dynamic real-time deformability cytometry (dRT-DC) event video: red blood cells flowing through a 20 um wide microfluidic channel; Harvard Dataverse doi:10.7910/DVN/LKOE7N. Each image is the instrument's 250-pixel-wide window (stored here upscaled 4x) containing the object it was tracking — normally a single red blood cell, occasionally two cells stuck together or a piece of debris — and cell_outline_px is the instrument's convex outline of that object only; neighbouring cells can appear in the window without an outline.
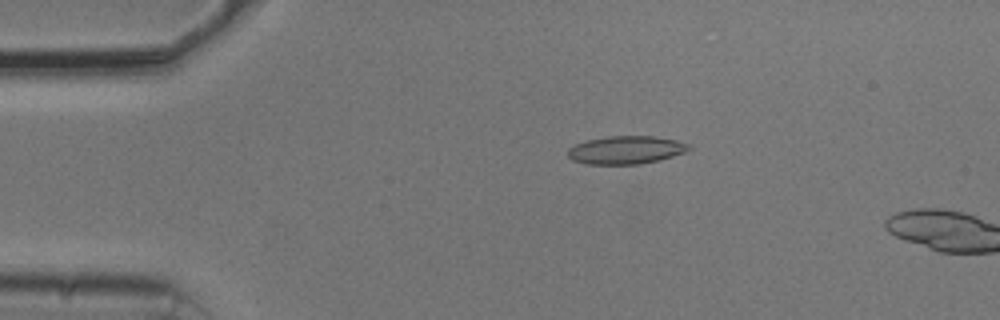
{"species": "common noctule bat (a hibernating species)", "species_latin": "Nyctalus noctula", "temperature_condition": "cold", "stored_images_in_passage": 13, "camera_frame_rate_fps": 3000, "um_per_image_px": 0.085, "animal": {"sex": "male", "body_mass_g": 20.5, "forearm_length_mm": 52.5}, "frame": {"image": 1, "passage_image": 10, "time_ms": 3.0, "image_size_px": [1000, 320], "cell_outline_px": [[692, 148], [684, 152], [660, 160], [640, 164], [588, 164], [572, 160], [568, 156], [568, 148], [576, 144], [588, 140], [608, 136], [656, 136], [676, 140], [688, 144]], "centroid_in_image_um": [53.21, 12.75], "position_along_channel_um": 31.8, "area_um2": 19.71}}